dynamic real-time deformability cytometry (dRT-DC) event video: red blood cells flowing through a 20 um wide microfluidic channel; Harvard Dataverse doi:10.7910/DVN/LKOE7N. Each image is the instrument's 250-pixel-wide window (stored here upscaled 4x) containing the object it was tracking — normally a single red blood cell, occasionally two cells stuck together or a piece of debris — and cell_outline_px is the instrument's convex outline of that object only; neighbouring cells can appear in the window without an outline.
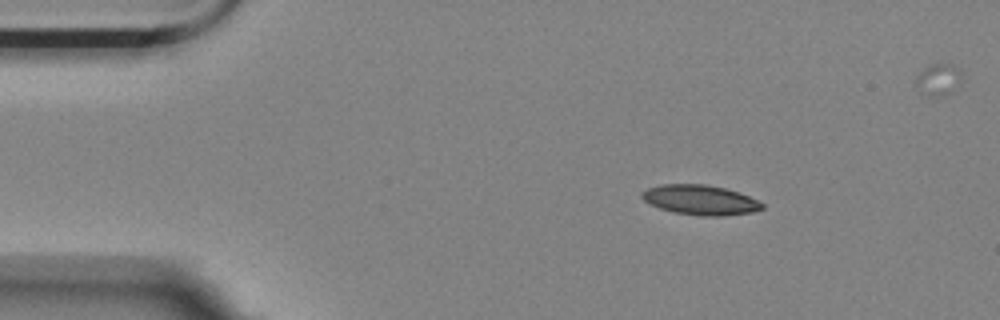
{"species": "Egyptian fruit bat (a non-hibernating species)", "species_latin": "Rousettus aegyptiacus", "temperature_condition": "room temperature", "stored_images_in_passage": 49, "camera_frame_rate_fps": 3000, "um_per_image_px": 0.085, "animal": {"sex": "female"}, "frame": {"image": 1, "passage_image": 1, "time_ms": 0.0, "image_size_px": [1000, 320], "cell_outline_px": [[764, 208], [752, 212], [724, 216], [700, 216], [676, 212], [660, 208], [644, 200], [640, 196], [640, 192], [648, 188], [660, 184], [708, 184], [724, 188], [748, 196], [764, 204]], "centroid_in_image_um": [59.51, 16.99], "position_along_channel_um": 25.5, "area_um2": 20.81}}
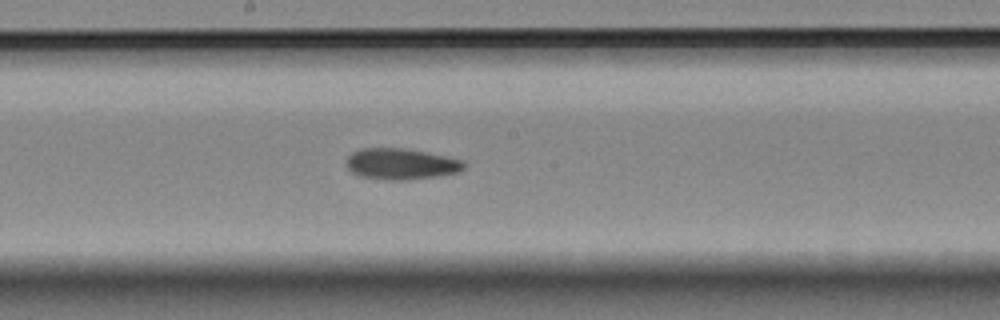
{"frame": {"image": 2, "passage_image": 22, "time_ms": 7.0, "image_size_px": [1000, 320], "cell_outline_px": [[468, 164], [464, 168], [456, 172], [436, 176], [408, 180], [388, 180], [360, 176], [352, 172], [348, 168], [348, 156], [352, 152], [360, 148], [404, 148], [448, 156], [464, 160]], "centroid_in_image_um": [34.12, 13.93], "position_along_channel_um": 214.1, "area_um2": 21.33}}
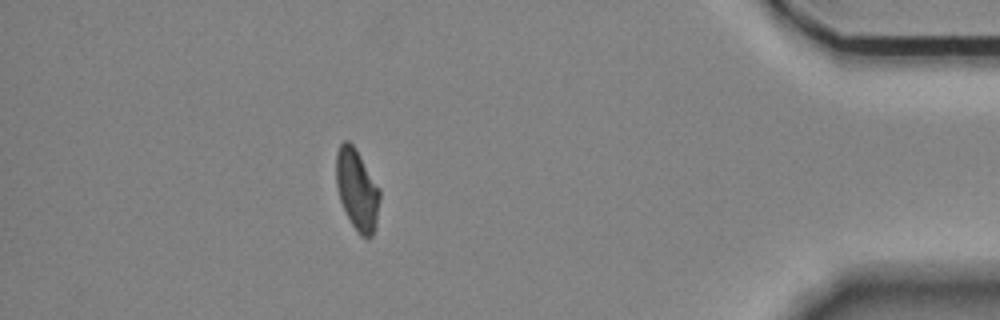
{"frame": {"image": 3, "passage_image": 42, "time_ms": 13.667, "image_size_px": [1000, 320], "cell_outline_px": [[380, 200], [376, 224], [372, 236], [368, 240], [360, 236], [352, 224], [340, 200], [336, 184], [336, 152], [340, 144], [344, 140], [348, 140], [352, 144], [380, 188]], "centroid_in_image_um": [30.35, 16.14], "position_along_channel_um": 404.8, "area_um2": 20.52}, "authors_computed_cell_mechanics": {"area_um2": 21.1548, "velocity_mm_per_s": 3.55, "shape_relaxation_time_tau1_ms": null, "shape_relaxation_time_tau2_ms": 4.0155, "deformation_change_tau1": null, "deformation_change_tau2": 0.1039}}